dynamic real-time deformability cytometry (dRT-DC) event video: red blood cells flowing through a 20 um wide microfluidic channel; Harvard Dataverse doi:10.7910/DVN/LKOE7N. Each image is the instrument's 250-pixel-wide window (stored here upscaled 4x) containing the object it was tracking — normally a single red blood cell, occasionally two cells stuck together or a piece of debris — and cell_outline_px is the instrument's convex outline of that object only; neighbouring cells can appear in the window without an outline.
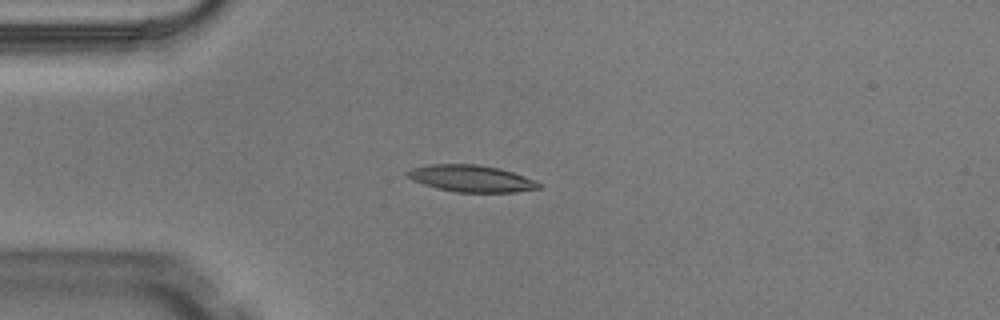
{"species": "Egyptian fruit bat (a non-hibernating species)", "species_latin": "Rousettus aegyptiacus", "temperature_condition": "warm", "stored_images_in_passage": 2, "camera_frame_rate_fps": 3000, "um_per_image_px": 0.085, "animal": {"sex": "male"}, "frame": {"image": 1, "passage_image": 2, "time_ms": 0.333, "image_size_px": [1000, 320], "cell_outline_px": [[540, 188], [512, 192], [456, 192], [424, 184], [412, 180], [408, 176], [408, 172], [412, 168], [432, 164], [476, 164], [500, 168], [524, 176], [540, 184]], "centroid_in_image_um": [40.06, 15.16], "position_along_channel_um": 44.9, "area_um2": 20.06}}